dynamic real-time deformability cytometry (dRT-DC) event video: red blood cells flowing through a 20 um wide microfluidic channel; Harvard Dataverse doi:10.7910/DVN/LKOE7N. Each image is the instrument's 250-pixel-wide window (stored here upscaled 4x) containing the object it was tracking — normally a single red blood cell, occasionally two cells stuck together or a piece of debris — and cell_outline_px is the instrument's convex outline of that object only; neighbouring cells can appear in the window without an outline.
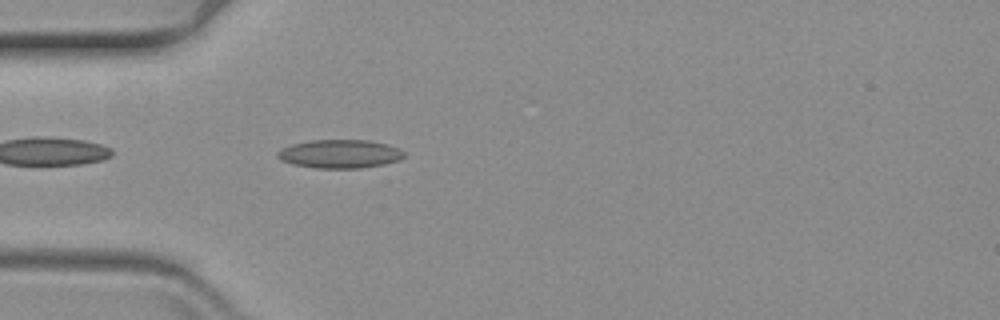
{"species": "common noctule bat (a hibernating species)", "species_latin": "Nyctalus noctula", "temperature_condition": "warm", "stored_images_in_passage": 7, "camera_frame_rate_fps": 3000, "um_per_image_px": 0.085, "animal": {"sex": "female", "body_mass_g": 19.3, "forearm_length_mm": 54.1}, "frame": {"image": 1, "passage_image": 3, "time_ms": 0.667, "image_size_px": [1000, 320], "cell_outline_px": [[404, 156], [396, 160], [384, 164], [360, 168], [316, 168], [292, 164], [280, 160], [276, 156], [276, 152], [280, 148], [292, 144], [308, 140], [368, 140], [388, 144], [400, 148], [404, 152]], "centroid_in_image_um": [28.84, 13.07], "position_along_channel_um": 56.2, "area_um2": 21.15}}